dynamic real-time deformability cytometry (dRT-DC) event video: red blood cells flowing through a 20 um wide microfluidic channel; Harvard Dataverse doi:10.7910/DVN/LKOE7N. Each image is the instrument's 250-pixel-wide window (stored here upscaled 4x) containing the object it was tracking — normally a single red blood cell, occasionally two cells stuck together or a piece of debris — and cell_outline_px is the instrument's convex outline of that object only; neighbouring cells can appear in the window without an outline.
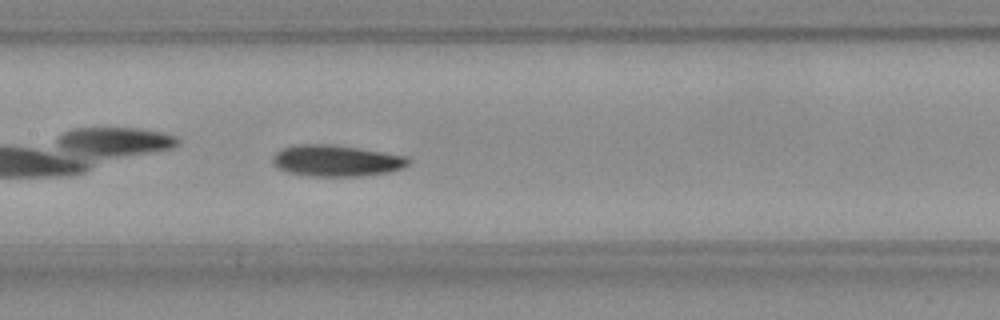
{"species": "Egyptian fruit bat (a non-hibernating species)", "species_latin": "Rousettus aegyptiacus", "temperature_condition": "room temperature", "stored_images_in_passage": 41, "camera_frame_rate_fps": 3000, "um_per_image_px": 0.085, "frame": {"image": 1, "passage_image": 12, "time_ms": 3.667, "image_size_px": [1000, 320], "cell_outline_px": [[412, 160], [404, 168], [388, 172], [360, 176], [304, 176], [288, 172], [280, 168], [272, 160], [276, 152], [280, 148], [296, 144], [332, 144], [408, 156]], "centroid_in_image_um": [28.61, 13.65], "position_along_channel_um": 178.8, "area_um2": 24.85}, "authors_computed_cell_mechanics": {"area_um2": 23.987, "velocity_mm_per_s": 3.7314, "shape_relaxation_time_tau1_ms": 3.4876, "shape_relaxation_time_tau2_ms": null, "deformation_change_tau1": 0.1033, "deformation_change_tau2": null}}